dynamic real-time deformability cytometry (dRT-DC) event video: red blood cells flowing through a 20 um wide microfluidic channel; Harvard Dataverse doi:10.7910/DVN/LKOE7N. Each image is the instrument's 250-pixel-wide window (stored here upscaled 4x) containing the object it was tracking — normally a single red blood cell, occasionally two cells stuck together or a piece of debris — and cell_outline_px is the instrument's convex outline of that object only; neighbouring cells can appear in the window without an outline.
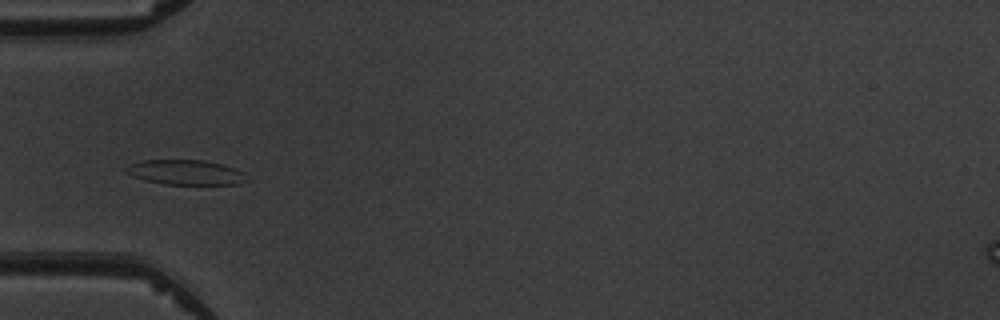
{"species": "common noctule bat (a hibernating species)", "species_latin": "Nyctalus noctula", "temperature_condition": "warm", "stored_images_in_passage": 5, "camera_frame_rate_fps": 3000, "um_per_image_px": 0.085, "animal": {"sex": "male", "body_mass_g": 19.5, "forearm_length_mm": 54.6}, "frame": {"image": 1, "passage_image": 1, "time_ms": 0.0, "image_size_px": [1000, 320], "cell_outline_px": [[252, 180], [240, 184], [164, 184], [144, 180], [132, 176], [124, 172], [124, 168], [140, 160], [204, 160], [220, 164], [244, 172]], "centroid_in_image_um": [15.8, 14.66], "position_along_channel_um": 69.2, "area_um2": 17.63}}
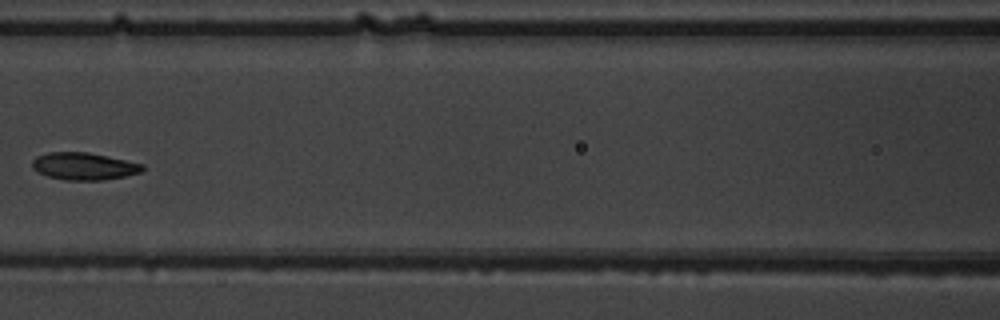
{"frame": {"image": 2, "passage_image": 3, "time_ms": 2.333, "image_size_px": [1000, 320], "cell_outline_px": [[144, 168], [140, 172], [124, 176], [100, 180], [64, 180], [48, 176], [36, 172], [32, 168], [32, 160], [36, 156], [48, 152], [88, 152], [144, 164]], "centroid_in_image_um": [7.08, 14.12], "position_along_channel_um": 159.5, "area_um2": 17.51}}
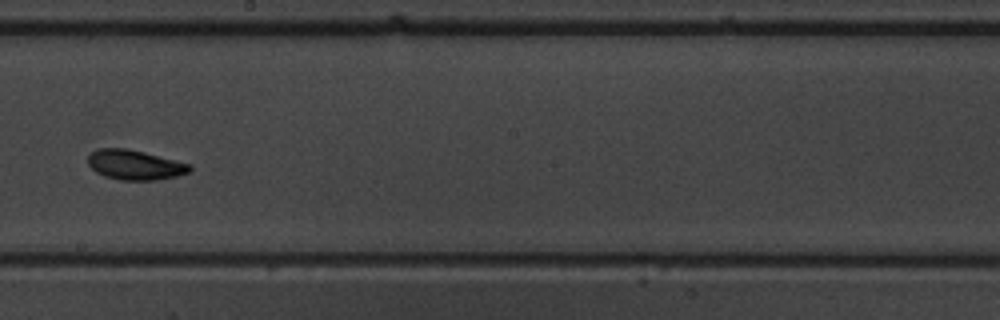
{"frame": {"image": 3, "passage_image": 5, "time_ms": 4.333, "image_size_px": [1000, 320], "cell_outline_px": [[192, 168], [188, 172], [176, 176], [156, 180], [120, 180], [104, 176], [96, 172], [88, 164], [88, 156], [96, 148], [128, 148], [192, 164]], "centroid_in_image_um": [11.46, 14.01], "position_along_channel_um": 236.7, "area_um2": 17.74}}